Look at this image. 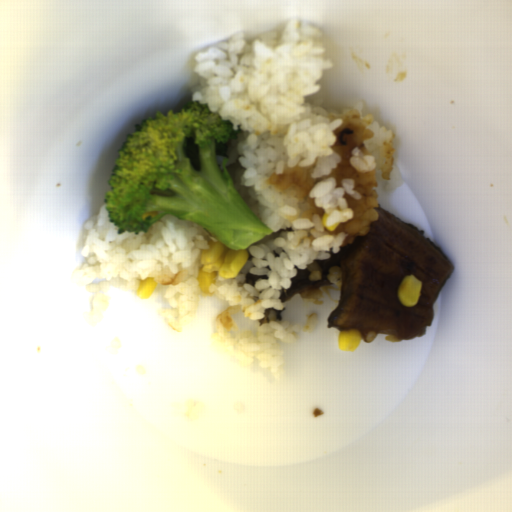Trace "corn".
Here are the masks:
<instances>
[{"label":"corn","mask_w":512,"mask_h":512,"mask_svg":"<svg viewBox=\"0 0 512 512\" xmlns=\"http://www.w3.org/2000/svg\"><path fill=\"white\" fill-rule=\"evenodd\" d=\"M200 267L197 273L198 288L201 293L210 294L211 284L218 277L232 279L249 261L245 249L232 250L222 241H208V248L200 250Z\"/></svg>","instance_id":"corn-1"},{"label":"corn","mask_w":512,"mask_h":512,"mask_svg":"<svg viewBox=\"0 0 512 512\" xmlns=\"http://www.w3.org/2000/svg\"><path fill=\"white\" fill-rule=\"evenodd\" d=\"M422 293V282L413 274H407L400 283L397 298L403 307L417 305Z\"/></svg>","instance_id":"corn-2"},{"label":"corn","mask_w":512,"mask_h":512,"mask_svg":"<svg viewBox=\"0 0 512 512\" xmlns=\"http://www.w3.org/2000/svg\"><path fill=\"white\" fill-rule=\"evenodd\" d=\"M362 335L356 329L341 330L338 335V347L340 351H356L360 346Z\"/></svg>","instance_id":"corn-3"},{"label":"corn","mask_w":512,"mask_h":512,"mask_svg":"<svg viewBox=\"0 0 512 512\" xmlns=\"http://www.w3.org/2000/svg\"><path fill=\"white\" fill-rule=\"evenodd\" d=\"M156 285H157V282H156L155 278L147 277L143 280H140V282L138 284L137 292H136L137 296L141 300L148 299L152 295Z\"/></svg>","instance_id":"corn-4"}]
</instances>
